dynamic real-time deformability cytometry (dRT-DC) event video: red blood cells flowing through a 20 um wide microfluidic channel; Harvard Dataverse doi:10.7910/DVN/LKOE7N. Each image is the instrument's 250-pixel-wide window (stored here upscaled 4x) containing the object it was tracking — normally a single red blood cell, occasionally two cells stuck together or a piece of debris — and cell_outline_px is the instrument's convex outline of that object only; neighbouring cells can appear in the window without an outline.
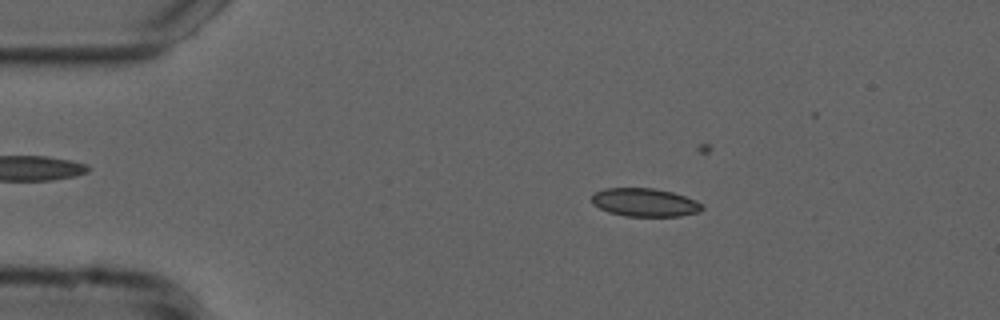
{"species": "common noctule bat (a hibernating species)", "species_latin": "Nyctalus noctula", "temperature_condition": "cold", "stored_images_in_passage": 19, "camera_frame_rate_fps": 3000, "um_per_image_px": 0.085, "animal": {"sex": "male", "forearm_length_mm": 52.5}, "frame": {"image": 1, "passage_image": 9, "time_ms": 2.667, "image_size_px": [1000, 320], "cell_outline_px": [[704, 208], [700, 212], [680, 216], [624, 216], [608, 212], [592, 204], [592, 196], [596, 192], [604, 188], [652, 188], [672, 192], [696, 200], [704, 204]], "centroid_in_image_um": [54.83, 17.21], "position_along_channel_um": 30.2, "area_um2": 18.26}}
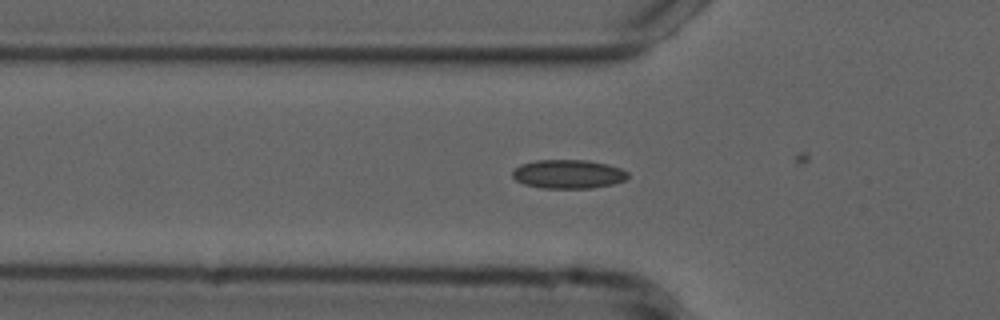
{"frame": {"image": 2, "passage_image": 17, "time_ms": 5.333, "image_size_px": [1000, 320], "cell_outline_px": [[628, 176], [624, 180], [612, 184], [592, 188], [540, 188], [524, 184], [516, 180], [512, 176], [512, 172], [520, 164], [536, 160], [588, 160], [608, 164], [620, 168], [628, 172]], "centroid_in_image_um": [48.29, 14.79], "position_along_channel_um": 77.5, "area_um2": 19.42}}